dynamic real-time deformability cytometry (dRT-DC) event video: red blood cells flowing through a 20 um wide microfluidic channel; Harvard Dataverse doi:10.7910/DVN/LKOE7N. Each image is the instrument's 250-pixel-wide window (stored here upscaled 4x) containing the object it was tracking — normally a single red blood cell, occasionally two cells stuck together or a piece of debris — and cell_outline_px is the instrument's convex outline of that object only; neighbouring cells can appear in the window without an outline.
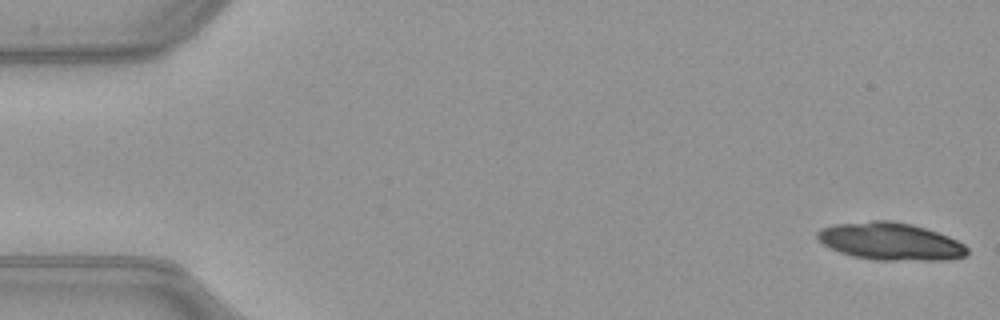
{"species": "common noctule bat (a hibernating species)", "species_latin": "Nyctalus noctula", "temperature_condition": "warm", "stored_images_in_passage": 37, "camera_frame_rate_fps": 3000, "um_per_image_px": 0.085, "animal": {"sex": "female", "body_mass_g": 21.9}, "frame": {"image": 1, "passage_image": 1, "time_ms": 0.0, "image_size_px": [1000, 320], "cell_outline_px": [[968, 256], [948, 260], [872, 260], [852, 256], [840, 252], [824, 244], [816, 236], [816, 232], [820, 228], [832, 224], [872, 220], [892, 220], [912, 224], [948, 236], [964, 244], [968, 248]], "centroid_in_image_um": [75.69, 20.52], "position_along_channel_um": 9.3, "area_um2": 32.95}}
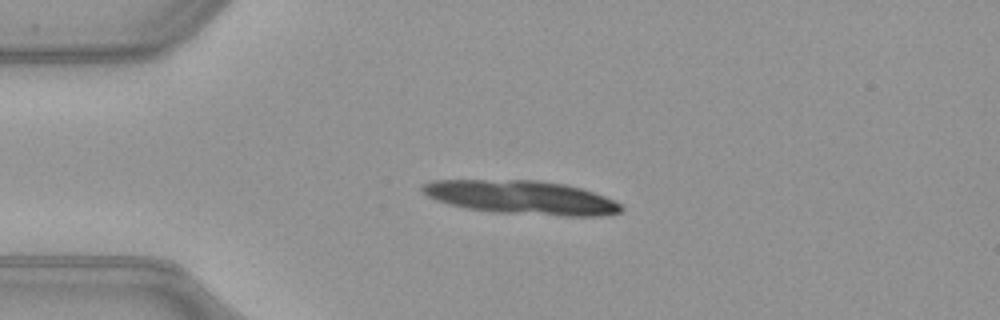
{"frame": {"image": 2, "passage_image": 12, "time_ms": 3.667, "image_size_px": [1000, 320], "cell_outline_px": [[624, 208], [620, 212], [604, 216], [560, 216], [492, 212], [464, 208], [436, 200], [420, 192], [420, 184], [428, 180], [540, 180], [564, 184], [580, 188], [604, 196], [620, 204]], "centroid_in_image_um": [44.27, 16.78], "position_along_channel_um": 40.7, "area_um2": 39.42}}
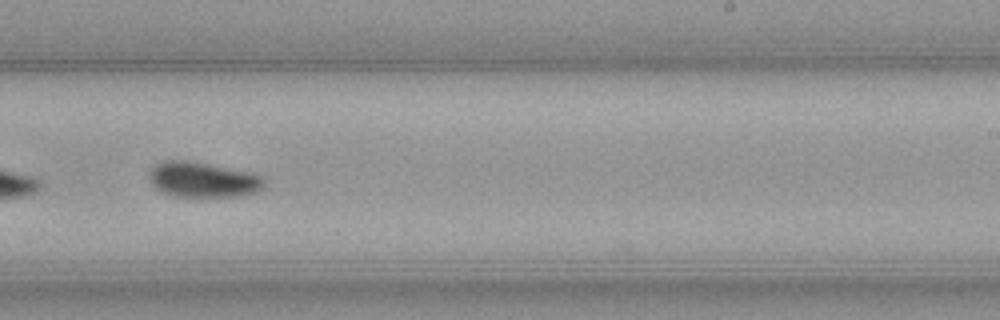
{"frame": {"image": 3, "passage_image": 32, "time_ms": 10.333, "image_size_px": [1000, 320], "cell_outline_px": [[264, 188], [256, 192], [236, 196], [172, 196], [156, 188], [148, 180], [148, 172], [156, 164], [164, 160], [188, 160], [208, 164], [244, 172], [260, 176], [264, 180]], "centroid_in_image_um": [17.17, 15.27], "position_along_channel_um": 271.8, "area_um2": 23.29}}